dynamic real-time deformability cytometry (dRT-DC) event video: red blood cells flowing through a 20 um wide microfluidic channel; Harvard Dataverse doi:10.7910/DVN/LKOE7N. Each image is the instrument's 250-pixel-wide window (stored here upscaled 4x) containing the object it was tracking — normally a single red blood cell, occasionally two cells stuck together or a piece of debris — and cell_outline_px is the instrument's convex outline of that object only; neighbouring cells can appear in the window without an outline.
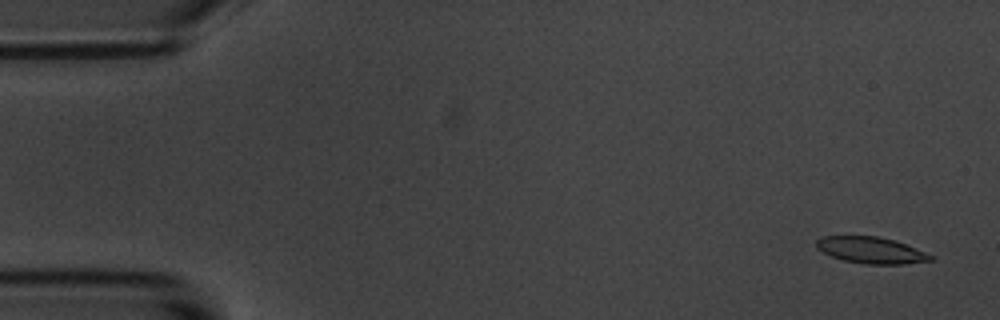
{"species": "common noctule bat (a hibernating species)", "species_latin": "Nyctalus noctula", "temperature_condition": "room temperature", "stored_images_in_passage": 4, "camera_frame_rate_fps": 3000, "um_per_image_px": 0.085, "animal": {"sex": "male", "body_mass_g": 20.1, "forearm_length_mm": 53.5}, "frame": {"image": 1, "passage_image": 1, "time_ms": 0.0, "image_size_px": [1000, 320], "cell_outline_px": [[936, 260], [904, 264], [864, 264], [844, 260], [832, 256], [816, 248], [816, 240], [820, 236], [880, 236], [896, 240], [936, 256]], "centroid_in_image_um": [74.1, 21.26], "position_along_channel_um": 10.9, "area_um2": 17.86}}